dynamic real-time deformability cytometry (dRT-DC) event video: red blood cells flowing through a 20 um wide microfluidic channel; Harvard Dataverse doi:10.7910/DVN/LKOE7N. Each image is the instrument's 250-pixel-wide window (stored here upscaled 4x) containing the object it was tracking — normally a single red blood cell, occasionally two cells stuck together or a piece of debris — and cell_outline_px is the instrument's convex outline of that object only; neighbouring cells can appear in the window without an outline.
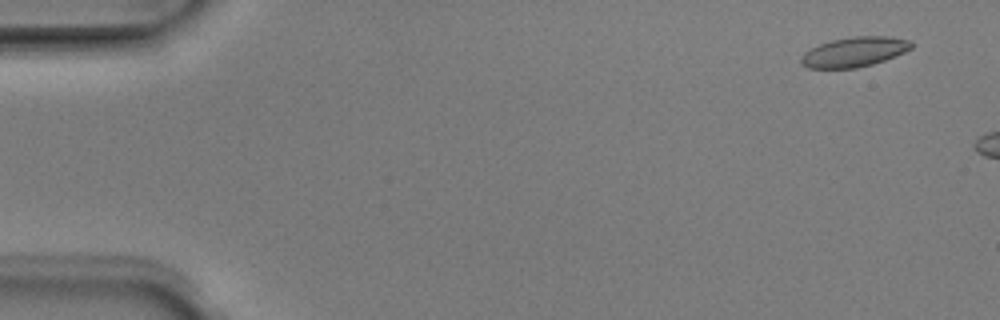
{"species": "Egyptian fruit bat (a non-hibernating species)", "species_latin": "Rousettus aegyptiacus", "temperature_condition": "room temperature", "stored_images_in_passage": 3, "camera_frame_rate_fps": 3000, "um_per_image_px": 0.085, "animal": {"sex": "male"}, "frame": {"image": 1, "passage_image": 1, "time_ms": 0.0, "image_size_px": [1000, 320], "cell_outline_px": [[912, 48], [904, 52], [884, 60], [872, 64], [856, 68], [808, 68], [800, 64], [800, 56], [804, 52], [820, 44], [832, 40], [856, 36], [888, 36], [912, 40]], "centroid_in_image_um": [72.6, 4.41], "position_along_channel_um": 12.4, "area_um2": 19.13}}